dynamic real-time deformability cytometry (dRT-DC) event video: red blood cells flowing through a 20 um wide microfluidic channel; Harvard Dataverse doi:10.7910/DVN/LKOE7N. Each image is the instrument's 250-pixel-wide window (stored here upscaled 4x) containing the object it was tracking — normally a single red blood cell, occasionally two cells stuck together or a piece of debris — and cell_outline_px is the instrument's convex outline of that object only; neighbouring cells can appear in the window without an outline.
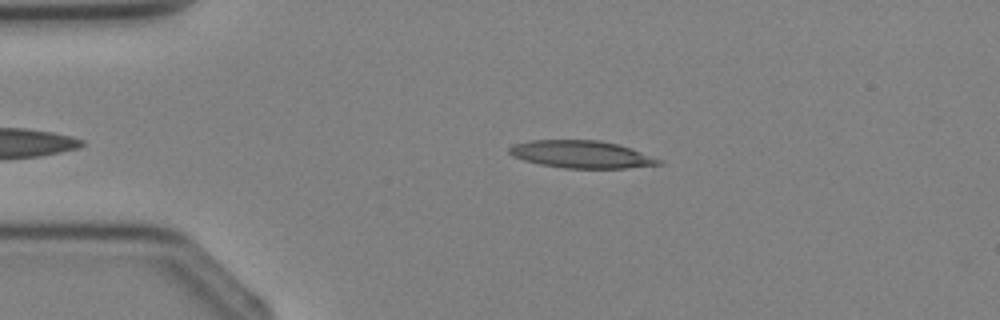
{"species": "Egyptian fruit bat (a non-hibernating species)", "species_latin": "Rousettus aegyptiacus", "temperature_condition": "cold", "stored_images_in_passage": 4, "camera_frame_rate_fps": 3000, "um_per_image_px": 0.085, "animal": {"sex": "female"}, "frame": {"image": 1, "passage_image": 4, "time_ms": 3.667, "image_size_px": [1000, 320], "cell_outline_px": [[664, 164], [624, 168], [564, 168], [540, 164], [524, 160], [512, 156], [508, 152], [508, 148], [512, 144], [532, 140], [600, 140], [620, 144], [632, 148], [664, 160]], "centroid_in_image_um": [49.46, 13.11], "position_along_channel_um": 35.5, "area_um2": 24.16}}